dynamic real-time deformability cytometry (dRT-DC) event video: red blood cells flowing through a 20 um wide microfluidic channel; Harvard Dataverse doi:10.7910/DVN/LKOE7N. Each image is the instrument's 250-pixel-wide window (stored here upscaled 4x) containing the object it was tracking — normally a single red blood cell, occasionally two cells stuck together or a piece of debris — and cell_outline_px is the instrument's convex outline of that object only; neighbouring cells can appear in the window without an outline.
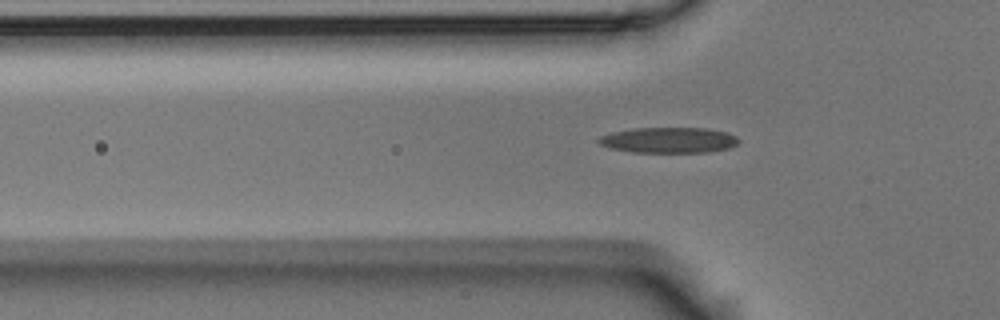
{"species": "Egyptian fruit bat (a non-hibernating species)", "species_latin": "Rousettus aegyptiacus", "temperature_condition": "room temperature", "stored_images_in_passage": 49, "camera_frame_rate_fps": 3000, "um_per_image_px": 0.085, "animal": {"sex": "male"}, "frame": {"image": 1, "passage_image": 17, "time_ms": 5.333, "image_size_px": [1000, 320], "cell_outline_px": [[740, 140], [736, 144], [728, 148], [708, 152], [632, 152], [612, 148], [600, 144], [596, 140], [600, 136], [612, 132], [632, 128], [708, 128], [728, 132], [736, 136]], "centroid_in_image_um": [56.85, 11.9], "position_along_channel_um": 68.9, "area_um2": 20.92}}
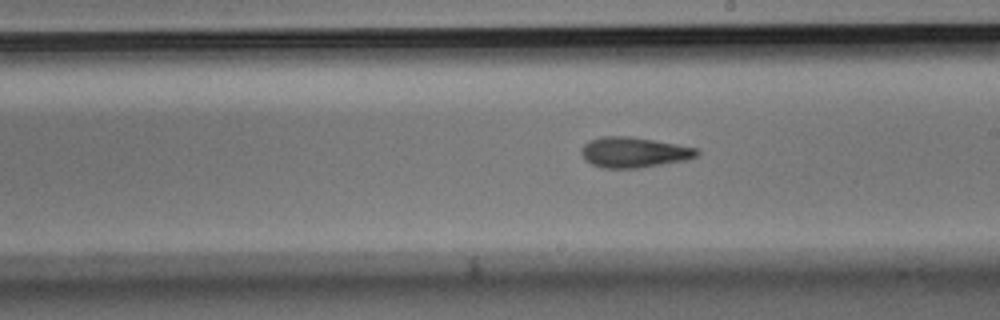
{"frame": {"image": 2, "passage_image": 31, "time_ms": 10.0, "image_size_px": [1000, 320], "cell_outline_px": [[700, 152], [696, 156], [688, 160], [640, 168], [600, 168], [584, 160], [580, 152], [580, 148], [588, 140], [604, 136], [628, 136], [676, 144], [696, 148]], "centroid_in_image_um": [53.84, 12.96], "position_along_channel_um": 235.2, "area_um2": 20.63}}
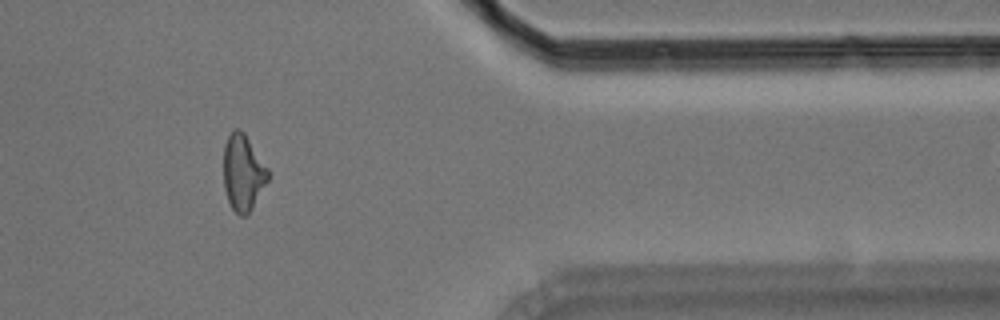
{"frame": {"image": 3, "passage_image": 46, "time_ms": 15.0, "image_size_px": [1000, 320], "cell_outline_px": [[268, 180], [248, 216], [240, 216], [232, 208], [228, 200], [224, 188], [224, 144], [228, 136], [236, 128], [240, 128], [244, 132], [268, 168]], "centroid_in_image_um": [20.66, 14.68], "position_along_channel_um": 390.7, "area_um2": 19.71}}